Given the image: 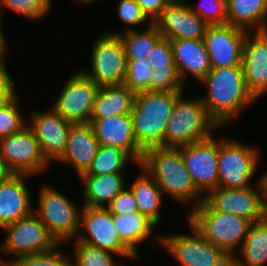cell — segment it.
<instances>
[{
	"label": "cell",
	"instance_id": "obj_6",
	"mask_svg": "<svg viewBox=\"0 0 267 266\" xmlns=\"http://www.w3.org/2000/svg\"><path fill=\"white\" fill-rule=\"evenodd\" d=\"M40 188L33 212L56 241L66 245L79 233L82 207L78 208L74 200L49 185L47 181H44Z\"/></svg>",
	"mask_w": 267,
	"mask_h": 266
},
{
	"label": "cell",
	"instance_id": "obj_16",
	"mask_svg": "<svg viewBox=\"0 0 267 266\" xmlns=\"http://www.w3.org/2000/svg\"><path fill=\"white\" fill-rule=\"evenodd\" d=\"M39 111L31 110L27 120V126L35 134L41 152L47 162H57L65 152L68 134L72 123L63 119L51 107Z\"/></svg>",
	"mask_w": 267,
	"mask_h": 266
},
{
	"label": "cell",
	"instance_id": "obj_32",
	"mask_svg": "<svg viewBox=\"0 0 267 266\" xmlns=\"http://www.w3.org/2000/svg\"><path fill=\"white\" fill-rule=\"evenodd\" d=\"M129 163H133L134 167L138 166V163L126 151L112 146L100 145L91 166L81 175L126 174L125 170Z\"/></svg>",
	"mask_w": 267,
	"mask_h": 266
},
{
	"label": "cell",
	"instance_id": "obj_14",
	"mask_svg": "<svg viewBox=\"0 0 267 266\" xmlns=\"http://www.w3.org/2000/svg\"><path fill=\"white\" fill-rule=\"evenodd\" d=\"M179 151L193 183L204 197L219 187L218 136L214 134L208 139L181 146Z\"/></svg>",
	"mask_w": 267,
	"mask_h": 266
},
{
	"label": "cell",
	"instance_id": "obj_33",
	"mask_svg": "<svg viewBox=\"0 0 267 266\" xmlns=\"http://www.w3.org/2000/svg\"><path fill=\"white\" fill-rule=\"evenodd\" d=\"M73 245V246H72ZM73 266H126L116 254L83 242H71ZM74 250V251H73ZM115 256V257H114Z\"/></svg>",
	"mask_w": 267,
	"mask_h": 266
},
{
	"label": "cell",
	"instance_id": "obj_3",
	"mask_svg": "<svg viewBox=\"0 0 267 266\" xmlns=\"http://www.w3.org/2000/svg\"><path fill=\"white\" fill-rule=\"evenodd\" d=\"M184 91H146L135 94L131 112L138 146L144 151L163 147V137L175 101Z\"/></svg>",
	"mask_w": 267,
	"mask_h": 266
},
{
	"label": "cell",
	"instance_id": "obj_12",
	"mask_svg": "<svg viewBox=\"0 0 267 266\" xmlns=\"http://www.w3.org/2000/svg\"><path fill=\"white\" fill-rule=\"evenodd\" d=\"M71 74L50 107L72 124L90 123V115L100 86L81 70H75Z\"/></svg>",
	"mask_w": 267,
	"mask_h": 266
},
{
	"label": "cell",
	"instance_id": "obj_15",
	"mask_svg": "<svg viewBox=\"0 0 267 266\" xmlns=\"http://www.w3.org/2000/svg\"><path fill=\"white\" fill-rule=\"evenodd\" d=\"M256 184L247 188H222L210 191L204 201L215 211L233 214L248 219L251 223L264 219L267 210L264 206L261 188Z\"/></svg>",
	"mask_w": 267,
	"mask_h": 266
},
{
	"label": "cell",
	"instance_id": "obj_18",
	"mask_svg": "<svg viewBox=\"0 0 267 266\" xmlns=\"http://www.w3.org/2000/svg\"><path fill=\"white\" fill-rule=\"evenodd\" d=\"M242 66L247 88L259 101L267 94V31L246 34Z\"/></svg>",
	"mask_w": 267,
	"mask_h": 266
},
{
	"label": "cell",
	"instance_id": "obj_46",
	"mask_svg": "<svg viewBox=\"0 0 267 266\" xmlns=\"http://www.w3.org/2000/svg\"><path fill=\"white\" fill-rule=\"evenodd\" d=\"M73 1H76L79 5L80 4H84L83 6H86V5H89L90 6L91 3L93 5L94 2L97 3V1H99V0H73Z\"/></svg>",
	"mask_w": 267,
	"mask_h": 266
},
{
	"label": "cell",
	"instance_id": "obj_40",
	"mask_svg": "<svg viewBox=\"0 0 267 266\" xmlns=\"http://www.w3.org/2000/svg\"><path fill=\"white\" fill-rule=\"evenodd\" d=\"M112 215H126L139 212L138 203L131 189L126 186L107 206Z\"/></svg>",
	"mask_w": 267,
	"mask_h": 266
},
{
	"label": "cell",
	"instance_id": "obj_30",
	"mask_svg": "<svg viewBox=\"0 0 267 266\" xmlns=\"http://www.w3.org/2000/svg\"><path fill=\"white\" fill-rule=\"evenodd\" d=\"M135 94L125 85L100 87L90 119H101L119 114H131Z\"/></svg>",
	"mask_w": 267,
	"mask_h": 266
},
{
	"label": "cell",
	"instance_id": "obj_29",
	"mask_svg": "<svg viewBox=\"0 0 267 266\" xmlns=\"http://www.w3.org/2000/svg\"><path fill=\"white\" fill-rule=\"evenodd\" d=\"M267 264V216L252 222L245 240L232 257V266H266Z\"/></svg>",
	"mask_w": 267,
	"mask_h": 266
},
{
	"label": "cell",
	"instance_id": "obj_13",
	"mask_svg": "<svg viewBox=\"0 0 267 266\" xmlns=\"http://www.w3.org/2000/svg\"><path fill=\"white\" fill-rule=\"evenodd\" d=\"M0 157L14 174L32 176L49 172L35 134L26 125L19 132L0 139Z\"/></svg>",
	"mask_w": 267,
	"mask_h": 266
},
{
	"label": "cell",
	"instance_id": "obj_23",
	"mask_svg": "<svg viewBox=\"0 0 267 266\" xmlns=\"http://www.w3.org/2000/svg\"><path fill=\"white\" fill-rule=\"evenodd\" d=\"M170 43L176 69L183 85L186 86L191 75L199 83L211 70L210 57L203 39H175L170 40Z\"/></svg>",
	"mask_w": 267,
	"mask_h": 266
},
{
	"label": "cell",
	"instance_id": "obj_48",
	"mask_svg": "<svg viewBox=\"0 0 267 266\" xmlns=\"http://www.w3.org/2000/svg\"><path fill=\"white\" fill-rule=\"evenodd\" d=\"M0 229H1L2 231H4V226L1 224V222H0Z\"/></svg>",
	"mask_w": 267,
	"mask_h": 266
},
{
	"label": "cell",
	"instance_id": "obj_7",
	"mask_svg": "<svg viewBox=\"0 0 267 266\" xmlns=\"http://www.w3.org/2000/svg\"><path fill=\"white\" fill-rule=\"evenodd\" d=\"M260 157L257 145L219 136V187L238 189L253 186L256 170H260Z\"/></svg>",
	"mask_w": 267,
	"mask_h": 266
},
{
	"label": "cell",
	"instance_id": "obj_44",
	"mask_svg": "<svg viewBox=\"0 0 267 266\" xmlns=\"http://www.w3.org/2000/svg\"><path fill=\"white\" fill-rule=\"evenodd\" d=\"M258 182L261 188L263 203L267 210V170L260 175Z\"/></svg>",
	"mask_w": 267,
	"mask_h": 266
},
{
	"label": "cell",
	"instance_id": "obj_28",
	"mask_svg": "<svg viewBox=\"0 0 267 266\" xmlns=\"http://www.w3.org/2000/svg\"><path fill=\"white\" fill-rule=\"evenodd\" d=\"M138 175L132 183H127V186L134 194L135 200L138 203L139 212L147 216L157 226L161 223L162 205L164 198L161 189L157 182L139 165Z\"/></svg>",
	"mask_w": 267,
	"mask_h": 266
},
{
	"label": "cell",
	"instance_id": "obj_47",
	"mask_svg": "<svg viewBox=\"0 0 267 266\" xmlns=\"http://www.w3.org/2000/svg\"><path fill=\"white\" fill-rule=\"evenodd\" d=\"M168 4H175V3H187L189 0H166Z\"/></svg>",
	"mask_w": 267,
	"mask_h": 266
},
{
	"label": "cell",
	"instance_id": "obj_8",
	"mask_svg": "<svg viewBox=\"0 0 267 266\" xmlns=\"http://www.w3.org/2000/svg\"><path fill=\"white\" fill-rule=\"evenodd\" d=\"M3 232L6 235L0 242V256H11L0 257L3 266H9L22 256L50 251L59 244L34 212L5 225Z\"/></svg>",
	"mask_w": 267,
	"mask_h": 266
},
{
	"label": "cell",
	"instance_id": "obj_9",
	"mask_svg": "<svg viewBox=\"0 0 267 266\" xmlns=\"http://www.w3.org/2000/svg\"><path fill=\"white\" fill-rule=\"evenodd\" d=\"M189 233L161 234L160 245L179 266H232V257L206 240L187 220Z\"/></svg>",
	"mask_w": 267,
	"mask_h": 266
},
{
	"label": "cell",
	"instance_id": "obj_2",
	"mask_svg": "<svg viewBox=\"0 0 267 266\" xmlns=\"http://www.w3.org/2000/svg\"><path fill=\"white\" fill-rule=\"evenodd\" d=\"M158 184L163 196L170 197L191 212L203 200L192 181L178 148L151 147L143 151L138 164Z\"/></svg>",
	"mask_w": 267,
	"mask_h": 266
},
{
	"label": "cell",
	"instance_id": "obj_22",
	"mask_svg": "<svg viewBox=\"0 0 267 266\" xmlns=\"http://www.w3.org/2000/svg\"><path fill=\"white\" fill-rule=\"evenodd\" d=\"M99 147V141L90 123L72 124L65 152L56 163L72 166L79 176L89 169Z\"/></svg>",
	"mask_w": 267,
	"mask_h": 266
},
{
	"label": "cell",
	"instance_id": "obj_10",
	"mask_svg": "<svg viewBox=\"0 0 267 266\" xmlns=\"http://www.w3.org/2000/svg\"><path fill=\"white\" fill-rule=\"evenodd\" d=\"M90 50V68L84 66L80 70L100 87L123 85L127 56L120 37L101 31L93 39Z\"/></svg>",
	"mask_w": 267,
	"mask_h": 266
},
{
	"label": "cell",
	"instance_id": "obj_34",
	"mask_svg": "<svg viewBox=\"0 0 267 266\" xmlns=\"http://www.w3.org/2000/svg\"><path fill=\"white\" fill-rule=\"evenodd\" d=\"M54 0H0V15L4 18L5 10H11L20 16L39 22L50 16ZM6 8V9H5ZM49 14V15H48Z\"/></svg>",
	"mask_w": 267,
	"mask_h": 266
},
{
	"label": "cell",
	"instance_id": "obj_31",
	"mask_svg": "<svg viewBox=\"0 0 267 266\" xmlns=\"http://www.w3.org/2000/svg\"><path fill=\"white\" fill-rule=\"evenodd\" d=\"M140 29L118 34L124 46L127 60H147L156 43L163 37L154 23Z\"/></svg>",
	"mask_w": 267,
	"mask_h": 266
},
{
	"label": "cell",
	"instance_id": "obj_25",
	"mask_svg": "<svg viewBox=\"0 0 267 266\" xmlns=\"http://www.w3.org/2000/svg\"><path fill=\"white\" fill-rule=\"evenodd\" d=\"M112 220L121 241L139 258L142 251L138 249L141 244L147 241L149 243H161V234L155 236L154 230L157 225L147 216L140 212H132L126 215H112ZM158 237V238H157Z\"/></svg>",
	"mask_w": 267,
	"mask_h": 266
},
{
	"label": "cell",
	"instance_id": "obj_4",
	"mask_svg": "<svg viewBox=\"0 0 267 266\" xmlns=\"http://www.w3.org/2000/svg\"><path fill=\"white\" fill-rule=\"evenodd\" d=\"M182 92L175 105L163 137V147L178 148L208 139L221 127L209 115L201 98H189ZM217 131V132H216Z\"/></svg>",
	"mask_w": 267,
	"mask_h": 266
},
{
	"label": "cell",
	"instance_id": "obj_20",
	"mask_svg": "<svg viewBox=\"0 0 267 266\" xmlns=\"http://www.w3.org/2000/svg\"><path fill=\"white\" fill-rule=\"evenodd\" d=\"M90 124L100 145L122 149L140 163L143 150L137 144L131 114L90 119Z\"/></svg>",
	"mask_w": 267,
	"mask_h": 266
},
{
	"label": "cell",
	"instance_id": "obj_5",
	"mask_svg": "<svg viewBox=\"0 0 267 266\" xmlns=\"http://www.w3.org/2000/svg\"><path fill=\"white\" fill-rule=\"evenodd\" d=\"M187 214L201 235L230 257L241 248L251 224L244 217L213 210L204 200Z\"/></svg>",
	"mask_w": 267,
	"mask_h": 266
},
{
	"label": "cell",
	"instance_id": "obj_37",
	"mask_svg": "<svg viewBox=\"0 0 267 266\" xmlns=\"http://www.w3.org/2000/svg\"><path fill=\"white\" fill-rule=\"evenodd\" d=\"M20 102L17 93L8 103L0 107V139L19 132L27 125V120L23 118L25 116L20 110L22 108Z\"/></svg>",
	"mask_w": 267,
	"mask_h": 266
},
{
	"label": "cell",
	"instance_id": "obj_43",
	"mask_svg": "<svg viewBox=\"0 0 267 266\" xmlns=\"http://www.w3.org/2000/svg\"><path fill=\"white\" fill-rule=\"evenodd\" d=\"M3 17L0 15V62L3 61H8L7 60V55L9 54L10 49L8 48V42H7V37L5 36L4 33V28H3Z\"/></svg>",
	"mask_w": 267,
	"mask_h": 266
},
{
	"label": "cell",
	"instance_id": "obj_1",
	"mask_svg": "<svg viewBox=\"0 0 267 266\" xmlns=\"http://www.w3.org/2000/svg\"><path fill=\"white\" fill-rule=\"evenodd\" d=\"M199 83L207 90L199 97L221 128L237 121L257 102L247 88L242 65L211 68Z\"/></svg>",
	"mask_w": 267,
	"mask_h": 266
},
{
	"label": "cell",
	"instance_id": "obj_27",
	"mask_svg": "<svg viewBox=\"0 0 267 266\" xmlns=\"http://www.w3.org/2000/svg\"><path fill=\"white\" fill-rule=\"evenodd\" d=\"M227 24L247 32L267 31V0H227Z\"/></svg>",
	"mask_w": 267,
	"mask_h": 266
},
{
	"label": "cell",
	"instance_id": "obj_38",
	"mask_svg": "<svg viewBox=\"0 0 267 266\" xmlns=\"http://www.w3.org/2000/svg\"><path fill=\"white\" fill-rule=\"evenodd\" d=\"M154 68L148 60H127V73L123 85L134 94L149 91V83Z\"/></svg>",
	"mask_w": 267,
	"mask_h": 266
},
{
	"label": "cell",
	"instance_id": "obj_11",
	"mask_svg": "<svg viewBox=\"0 0 267 266\" xmlns=\"http://www.w3.org/2000/svg\"><path fill=\"white\" fill-rule=\"evenodd\" d=\"M71 242L88 243L112 252L120 259L139 261V258L121 241L112 214L107 208L82 206L79 233Z\"/></svg>",
	"mask_w": 267,
	"mask_h": 266
},
{
	"label": "cell",
	"instance_id": "obj_41",
	"mask_svg": "<svg viewBox=\"0 0 267 266\" xmlns=\"http://www.w3.org/2000/svg\"><path fill=\"white\" fill-rule=\"evenodd\" d=\"M7 61L0 62V107L8 103L18 91L19 86L7 69Z\"/></svg>",
	"mask_w": 267,
	"mask_h": 266
},
{
	"label": "cell",
	"instance_id": "obj_45",
	"mask_svg": "<svg viewBox=\"0 0 267 266\" xmlns=\"http://www.w3.org/2000/svg\"><path fill=\"white\" fill-rule=\"evenodd\" d=\"M14 173L8 168L6 163L0 157V183L6 181Z\"/></svg>",
	"mask_w": 267,
	"mask_h": 266
},
{
	"label": "cell",
	"instance_id": "obj_35",
	"mask_svg": "<svg viewBox=\"0 0 267 266\" xmlns=\"http://www.w3.org/2000/svg\"><path fill=\"white\" fill-rule=\"evenodd\" d=\"M116 13L118 14V18L121 22V24L125 25L126 28L122 29H116V30H103V32L112 34V35H118L121 32H125L128 30H136L139 29L138 27L142 25L148 26L152 22L145 16V14L142 12L140 6L136 2V0H117L116 1ZM137 27V28H136Z\"/></svg>",
	"mask_w": 267,
	"mask_h": 266
},
{
	"label": "cell",
	"instance_id": "obj_39",
	"mask_svg": "<svg viewBox=\"0 0 267 266\" xmlns=\"http://www.w3.org/2000/svg\"><path fill=\"white\" fill-rule=\"evenodd\" d=\"M187 4L208 25L227 24V0H198L192 3L190 0Z\"/></svg>",
	"mask_w": 267,
	"mask_h": 266
},
{
	"label": "cell",
	"instance_id": "obj_26",
	"mask_svg": "<svg viewBox=\"0 0 267 266\" xmlns=\"http://www.w3.org/2000/svg\"><path fill=\"white\" fill-rule=\"evenodd\" d=\"M126 174L79 175L82 187V206L107 208L111 201L123 190L128 181Z\"/></svg>",
	"mask_w": 267,
	"mask_h": 266
},
{
	"label": "cell",
	"instance_id": "obj_19",
	"mask_svg": "<svg viewBox=\"0 0 267 266\" xmlns=\"http://www.w3.org/2000/svg\"><path fill=\"white\" fill-rule=\"evenodd\" d=\"M154 24L162 36L169 40L203 39L209 26L190 10L187 3L168 4Z\"/></svg>",
	"mask_w": 267,
	"mask_h": 266
},
{
	"label": "cell",
	"instance_id": "obj_36",
	"mask_svg": "<svg viewBox=\"0 0 267 266\" xmlns=\"http://www.w3.org/2000/svg\"><path fill=\"white\" fill-rule=\"evenodd\" d=\"M62 246L59 243L50 251L19 257L9 266H73L72 256Z\"/></svg>",
	"mask_w": 267,
	"mask_h": 266
},
{
	"label": "cell",
	"instance_id": "obj_17",
	"mask_svg": "<svg viewBox=\"0 0 267 266\" xmlns=\"http://www.w3.org/2000/svg\"><path fill=\"white\" fill-rule=\"evenodd\" d=\"M248 32L238 27L209 25L203 41L211 68L242 65L243 44Z\"/></svg>",
	"mask_w": 267,
	"mask_h": 266
},
{
	"label": "cell",
	"instance_id": "obj_24",
	"mask_svg": "<svg viewBox=\"0 0 267 266\" xmlns=\"http://www.w3.org/2000/svg\"><path fill=\"white\" fill-rule=\"evenodd\" d=\"M154 68L149 91H185L178 75L170 40L162 37L147 58Z\"/></svg>",
	"mask_w": 267,
	"mask_h": 266
},
{
	"label": "cell",
	"instance_id": "obj_42",
	"mask_svg": "<svg viewBox=\"0 0 267 266\" xmlns=\"http://www.w3.org/2000/svg\"><path fill=\"white\" fill-rule=\"evenodd\" d=\"M145 16L154 23L168 5L166 0H136Z\"/></svg>",
	"mask_w": 267,
	"mask_h": 266
},
{
	"label": "cell",
	"instance_id": "obj_21",
	"mask_svg": "<svg viewBox=\"0 0 267 266\" xmlns=\"http://www.w3.org/2000/svg\"><path fill=\"white\" fill-rule=\"evenodd\" d=\"M35 176L13 174L0 183V222L3 226L16 222L33 212L34 200L28 180Z\"/></svg>",
	"mask_w": 267,
	"mask_h": 266
}]
</instances>
